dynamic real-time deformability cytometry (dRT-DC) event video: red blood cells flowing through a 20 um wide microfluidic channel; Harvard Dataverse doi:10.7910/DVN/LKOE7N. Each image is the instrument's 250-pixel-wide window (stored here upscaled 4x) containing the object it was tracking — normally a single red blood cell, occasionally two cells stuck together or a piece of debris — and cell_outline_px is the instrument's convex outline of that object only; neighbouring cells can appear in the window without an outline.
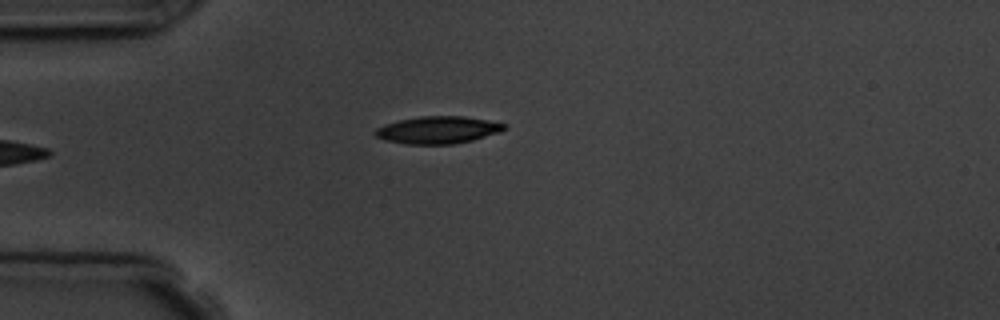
{"species": "common noctule bat (a hibernating species)", "species_latin": "Nyctalus noctula", "temperature_condition": "room temperature", "stored_images_in_passage": 6, "camera_frame_rate_fps": 3000, "um_per_image_px": 0.085, "animal": {"sex": "male", "body_mass_g": 19.5, "forearm_length_mm": 54.6}, "frame": {"image": 1, "passage_image": 4, "time_ms": 4.333, "image_size_px": [1000, 320], "cell_outline_px": [[508, 128], [500, 132], [472, 140], [452, 144], [408, 144], [384, 140], [376, 136], [372, 132], [376, 128], [384, 124], [400, 120], [420, 116], [464, 116], [488, 120], [504, 124]], "centroid_in_image_um": [37.2, 11.04], "position_along_channel_um": 47.8, "area_um2": 20.52}}